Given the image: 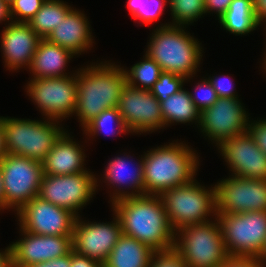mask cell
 <instances>
[{
    "instance_id": "cell-1",
    "label": "cell",
    "mask_w": 266,
    "mask_h": 267,
    "mask_svg": "<svg viewBox=\"0 0 266 267\" xmlns=\"http://www.w3.org/2000/svg\"><path fill=\"white\" fill-rule=\"evenodd\" d=\"M112 203L123 234L134 237L154 251L174 247L177 239L160 195L129 196Z\"/></svg>"
},
{
    "instance_id": "cell-2",
    "label": "cell",
    "mask_w": 266,
    "mask_h": 267,
    "mask_svg": "<svg viewBox=\"0 0 266 267\" xmlns=\"http://www.w3.org/2000/svg\"><path fill=\"white\" fill-rule=\"evenodd\" d=\"M77 103L75 112L85 127L102 111L117 107L123 87L125 70L102 64L87 67L76 76Z\"/></svg>"
},
{
    "instance_id": "cell-3",
    "label": "cell",
    "mask_w": 266,
    "mask_h": 267,
    "mask_svg": "<svg viewBox=\"0 0 266 267\" xmlns=\"http://www.w3.org/2000/svg\"><path fill=\"white\" fill-rule=\"evenodd\" d=\"M148 152L143 159L145 195H161L193 180L198 160L188 147L171 143Z\"/></svg>"
},
{
    "instance_id": "cell-4",
    "label": "cell",
    "mask_w": 266,
    "mask_h": 267,
    "mask_svg": "<svg viewBox=\"0 0 266 267\" xmlns=\"http://www.w3.org/2000/svg\"><path fill=\"white\" fill-rule=\"evenodd\" d=\"M174 25H164L155 31L146 54L158 63L162 71L190 78L193 72L195 74L202 50L194 38Z\"/></svg>"
},
{
    "instance_id": "cell-5",
    "label": "cell",
    "mask_w": 266,
    "mask_h": 267,
    "mask_svg": "<svg viewBox=\"0 0 266 267\" xmlns=\"http://www.w3.org/2000/svg\"><path fill=\"white\" fill-rule=\"evenodd\" d=\"M166 215L173 230L209 222L205 216L217 215L216 188L210 191L191 182L164 191L161 195Z\"/></svg>"
},
{
    "instance_id": "cell-6",
    "label": "cell",
    "mask_w": 266,
    "mask_h": 267,
    "mask_svg": "<svg viewBox=\"0 0 266 267\" xmlns=\"http://www.w3.org/2000/svg\"><path fill=\"white\" fill-rule=\"evenodd\" d=\"M54 124L2 117L7 154L24 156L42 163L64 132Z\"/></svg>"
},
{
    "instance_id": "cell-7",
    "label": "cell",
    "mask_w": 266,
    "mask_h": 267,
    "mask_svg": "<svg viewBox=\"0 0 266 267\" xmlns=\"http://www.w3.org/2000/svg\"><path fill=\"white\" fill-rule=\"evenodd\" d=\"M183 239L174 242L187 267H220L229 257L219 221L192 224L179 229Z\"/></svg>"
},
{
    "instance_id": "cell-8",
    "label": "cell",
    "mask_w": 266,
    "mask_h": 267,
    "mask_svg": "<svg viewBox=\"0 0 266 267\" xmlns=\"http://www.w3.org/2000/svg\"><path fill=\"white\" fill-rule=\"evenodd\" d=\"M229 256L258 257L266 241V211L217 214Z\"/></svg>"
},
{
    "instance_id": "cell-9",
    "label": "cell",
    "mask_w": 266,
    "mask_h": 267,
    "mask_svg": "<svg viewBox=\"0 0 266 267\" xmlns=\"http://www.w3.org/2000/svg\"><path fill=\"white\" fill-rule=\"evenodd\" d=\"M4 185V208L23 205L38 196L43 173L40 161L7 154L0 161Z\"/></svg>"
},
{
    "instance_id": "cell-10",
    "label": "cell",
    "mask_w": 266,
    "mask_h": 267,
    "mask_svg": "<svg viewBox=\"0 0 266 267\" xmlns=\"http://www.w3.org/2000/svg\"><path fill=\"white\" fill-rule=\"evenodd\" d=\"M96 182L89 172L62 176L44 174L38 197L77 215L75 211L92 198Z\"/></svg>"
},
{
    "instance_id": "cell-11",
    "label": "cell",
    "mask_w": 266,
    "mask_h": 267,
    "mask_svg": "<svg viewBox=\"0 0 266 267\" xmlns=\"http://www.w3.org/2000/svg\"><path fill=\"white\" fill-rule=\"evenodd\" d=\"M215 188L217 214L266 211V180L233 176Z\"/></svg>"
},
{
    "instance_id": "cell-12",
    "label": "cell",
    "mask_w": 266,
    "mask_h": 267,
    "mask_svg": "<svg viewBox=\"0 0 266 267\" xmlns=\"http://www.w3.org/2000/svg\"><path fill=\"white\" fill-rule=\"evenodd\" d=\"M29 95L49 119L57 120L75 112L77 103L76 76L34 78L27 87Z\"/></svg>"
},
{
    "instance_id": "cell-13",
    "label": "cell",
    "mask_w": 266,
    "mask_h": 267,
    "mask_svg": "<svg viewBox=\"0 0 266 267\" xmlns=\"http://www.w3.org/2000/svg\"><path fill=\"white\" fill-rule=\"evenodd\" d=\"M117 109L129 131L146 132L164 126L160 101L139 86L126 83L121 92Z\"/></svg>"
},
{
    "instance_id": "cell-14",
    "label": "cell",
    "mask_w": 266,
    "mask_h": 267,
    "mask_svg": "<svg viewBox=\"0 0 266 267\" xmlns=\"http://www.w3.org/2000/svg\"><path fill=\"white\" fill-rule=\"evenodd\" d=\"M21 229L37 235H72L77 216L36 196L17 210Z\"/></svg>"
},
{
    "instance_id": "cell-15",
    "label": "cell",
    "mask_w": 266,
    "mask_h": 267,
    "mask_svg": "<svg viewBox=\"0 0 266 267\" xmlns=\"http://www.w3.org/2000/svg\"><path fill=\"white\" fill-rule=\"evenodd\" d=\"M245 112V113H244ZM246 111L237 98H220L200 114V125L218 144L248 131Z\"/></svg>"
},
{
    "instance_id": "cell-16",
    "label": "cell",
    "mask_w": 266,
    "mask_h": 267,
    "mask_svg": "<svg viewBox=\"0 0 266 267\" xmlns=\"http://www.w3.org/2000/svg\"><path fill=\"white\" fill-rule=\"evenodd\" d=\"M115 216L116 221L112 224H85L79 221L77 215L72 234L73 251L103 265L123 234L120 220Z\"/></svg>"
},
{
    "instance_id": "cell-17",
    "label": "cell",
    "mask_w": 266,
    "mask_h": 267,
    "mask_svg": "<svg viewBox=\"0 0 266 267\" xmlns=\"http://www.w3.org/2000/svg\"><path fill=\"white\" fill-rule=\"evenodd\" d=\"M22 232L25 238L11 245L12 267L50 261L73 250L72 235H37L23 229Z\"/></svg>"
},
{
    "instance_id": "cell-18",
    "label": "cell",
    "mask_w": 266,
    "mask_h": 267,
    "mask_svg": "<svg viewBox=\"0 0 266 267\" xmlns=\"http://www.w3.org/2000/svg\"><path fill=\"white\" fill-rule=\"evenodd\" d=\"M235 176L266 180V154L255 143L249 131L219 144Z\"/></svg>"
},
{
    "instance_id": "cell-19",
    "label": "cell",
    "mask_w": 266,
    "mask_h": 267,
    "mask_svg": "<svg viewBox=\"0 0 266 267\" xmlns=\"http://www.w3.org/2000/svg\"><path fill=\"white\" fill-rule=\"evenodd\" d=\"M41 39L29 23L14 21L6 26L1 37V47L8 68L17 69L25 64L30 66Z\"/></svg>"
},
{
    "instance_id": "cell-20",
    "label": "cell",
    "mask_w": 266,
    "mask_h": 267,
    "mask_svg": "<svg viewBox=\"0 0 266 267\" xmlns=\"http://www.w3.org/2000/svg\"><path fill=\"white\" fill-rule=\"evenodd\" d=\"M80 149V146L73 142L67 133L63 132L42 162L43 173L62 176L88 172L83 169L85 155Z\"/></svg>"
},
{
    "instance_id": "cell-21",
    "label": "cell",
    "mask_w": 266,
    "mask_h": 267,
    "mask_svg": "<svg viewBox=\"0 0 266 267\" xmlns=\"http://www.w3.org/2000/svg\"><path fill=\"white\" fill-rule=\"evenodd\" d=\"M84 14L71 10L46 38L51 43L78 54L92 45L91 33Z\"/></svg>"
},
{
    "instance_id": "cell-22",
    "label": "cell",
    "mask_w": 266,
    "mask_h": 267,
    "mask_svg": "<svg viewBox=\"0 0 266 267\" xmlns=\"http://www.w3.org/2000/svg\"><path fill=\"white\" fill-rule=\"evenodd\" d=\"M73 55L74 53L71 50L51 43L47 39H41L32 57L29 69L33 71L34 78L66 77L67 75L62 73V69Z\"/></svg>"
},
{
    "instance_id": "cell-23",
    "label": "cell",
    "mask_w": 266,
    "mask_h": 267,
    "mask_svg": "<svg viewBox=\"0 0 266 267\" xmlns=\"http://www.w3.org/2000/svg\"><path fill=\"white\" fill-rule=\"evenodd\" d=\"M153 252L134 237L122 234L103 267H149Z\"/></svg>"
},
{
    "instance_id": "cell-24",
    "label": "cell",
    "mask_w": 266,
    "mask_h": 267,
    "mask_svg": "<svg viewBox=\"0 0 266 267\" xmlns=\"http://www.w3.org/2000/svg\"><path fill=\"white\" fill-rule=\"evenodd\" d=\"M219 20L229 32L238 35L249 33L259 25L254 0H233Z\"/></svg>"
},
{
    "instance_id": "cell-25",
    "label": "cell",
    "mask_w": 266,
    "mask_h": 267,
    "mask_svg": "<svg viewBox=\"0 0 266 267\" xmlns=\"http://www.w3.org/2000/svg\"><path fill=\"white\" fill-rule=\"evenodd\" d=\"M141 163L139 164V168H133V172H129L128 169V160H125V158H120V157H115L114 160L110 161L106 172L105 176L106 179H108L109 182H111L113 185L114 183L117 185H123V184H130V187L133 186L132 188L138 189L137 192L139 193H115L116 195L113 196V202L126 198L129 196H141L145 195V190H144V180H143V166L144 162L143 160L140 161ZM129 165V164H128ZM133 165V164H132ZM127 166V167H126ZM130 166V165H129ZM136 169V170H135ZM132 171V170H131ZM127 172V174H126ZM129 172V173H128Z\"/></svg>"
},
{
    "instance_id": "cell-26",
    "label": "cell",
    "mask_w": 266,
    "mask_h": 267,
    "mask_svg": "<svg viewBox=\"0 0 266 267\" xmlns=\"http://www.w3.org/2000/svg\"><path fill=\"white\" fill-rule=\"evenodd\" d=\"M161 115L164 126L171 122H191L197 120L200 123L201 112L196 108L189 92L181 89L160 103Z\"/></svg>"
},
{
    "instance_id": "cell-27",
    "label": "cell",
    "mask_w": 266,
    "mask_h": 267,
    "mask_svg": "<svg viewBox=\"0 0 266 267\" xmlns=\"http://www.w3.org/2000/svg\"><path fill=\"white\" fill-rule=\"evenodd\" d=\"M70 8L59 0H45L29 25L42 39H46L51 31L65 20Z\"/></svg>"
},
{
    "instance_id": "cell-28",
    "label": "cell",
    "mask_w": 266,
    "mask_h": 267,
    "mask_svg": "<svg viewBox=\"0 0 266 267\" xmlns=\"http://www.w3.org/2000/svg\"><path fill=\"white\" fill-rule=\"evenodd\" d=\"M145 56L143 62L137 63L131 68L130 73L125 70L126 82L128 85L135 87L136 80H138L143 86L142 89L150 90L163 71L148 54Z\"/></svg>"
},
{
    "instance_id": "cell-29",
    "label": "cell",
    "mask_w": 266,
    "mask_h": 267,
    "mask_svg": "<svg viewBox=\"0 0 266 267\" xmlns=\"http://www.w3.org/2000/svg\"><path fill=\"white\" fill-rule=\"evenodd\" d=\"M173 18L179 25L188 24L206 12L205 0H169Z\"/></svg>"
},
{
    "instance_id": "cell-30",
    "label": "cell",
    "mask_w": 266,
    "mask_h": 267,
    "mask_svg": "<svg viewBox=\"0 0 266 267\" xmlns=\"http://www.w3.org/2000/svg\"><path fill=\"white\" fill-rule=\"evenodd\" d=\"M166 0H128V9L135 19H141L146 24L157 20L162 14Z\"/></svg>"
},
{
    "instance_id": "cell-31",
    "label": "cell",
    "mask_w": 266,
    "mask_h": 267,
    "mask_svg": "<svg viewBox=\"0 0 266 267\" xmlns=\"http://www.w3.org/2000/svg\"><path fill=\"white\" fill-rule=\"evenodd\" d=\"M184 80L186 78L183 76L163 71L150 91L161 103L172 94L179 92L182 89Z\"/></svg>"
},
{
    "instance_id": "cell-32",
    "label": "cell",
    "mask_w": 266,
    "mask_h": 267,
    "mask_svg": "<svg viewBox=\"0 0 266 267\" xmlns=\"http://www.w3.org/2000/svg\"><path fill=\"white\" fill-rule=\"evenodd\" d=\"M114 122H117V125H119L121 133L123 131L124 132L129 131L117 107L102 111L97 117H95L92 121H90L84 128L86 129L88 133H90V135L91 134L96 135V133H99V131L102 130L103 132V130H106V128L108 127L107 125H111Z\"/></svg>"
},
{
    "instance_id": "cell-33",
    "label": "cell",
    "mask_w": 266,
    "mask_h": 267,
    "mask_svg": "<svg viewBox=\"0 0 266 267\" xmlns=\"http://www.w3.org/2000/svg\"><path fill=\"white\" fill-rule=\"evenodd\" d=\"M149 267H187V265L181 254L173 247L168 250L154 251Z\"/></svg>"
},
{
    "instance_id": "cell-34",
    "label": "cell",
    "mask_w": 266,
    "mask_h": 267,
    "mask_svg": "<svg viewBox=\"0 0 266 267\" xmlns=\"http://www.w3.org/2000/svg\"><path fill=\"white\" fill-rule=\"evenodd\" d=\"M44 1L45 0H15L10 7V16L16 14L22 19L15 22L29 23L34 15L40 10Z\"/></svg>"
},
{
    "instance_id": "cell-35",
    "label": "cell",
    "mask_w": 266,
    "mask_h": 267,
    "mask_svg": "<svg viewBox=\"0 0 266 267\" xmlns=\"http://www.w3.org/2000/svg\"><path fill=\"white\" fill-rule=\"evenodd\" d=\"M202 82H203L202 84L198 83L197 87L195 88V89L198 88L200 90L204 89L201 95L200 94L196 95L197 94L196 92H195L196 96H194V94L192 93H189L192 101L194 102V105L200 112L211 107L218 99L216 91L211 85L210 81L209 80L206 81L205 79V81Z\"/></svg>"
},
{
    "instance_id": "cell-36",
    "label": "cell",
    "mask_w": 266,
    "mask_h": 267,
    "mask_svg": "<svg viewBox=\"0 0 266 267\" xmlns=\"http://www.w3.org/2000/svg\"><path fill=\"white\" fill-rule=\"evenodd\" d=\"M259 257L229 256L220 267H263Z\"/></svg>"
},
{
    "instance_id": "cell-37",
    "label": "cell",
    "mask_w": 266,
    "mask_h": 267,
    "mask_svg": "<svg viewBox=\"0 0 266 267\" xmlns=\"http://www.w3.org/2000/svg\"><path fill=\"white\" fill-rule=\"evenodd\" d=\"M253 125V126H251ZM249 125L248 131L258 147L266 154V120Z\"/></svg>"
},
{
    "instance_id": "cell-38",
    "label": "cell",
    "mask_w": 266,
    "mask_h": 267,
    "mask_svg": "<svg viewBox=\"0 0 266 267\" xmlns=\"http://www.w3.org/2000/svg\"><path fill=\"white\" fill-rule=\"evenodd\" d=\"M211 85L213 86V88L215 89L216 91V94L218 97L220 98H237L235 97V93L233 92L232 88H233V85L230 83V82H225L224 83V79H219L216 78V79H209ZM232 85V86H231Z\"/></svg>"
},
{
    "instance_id": "cell-39",
    "label": "cell",
    "mask_w": 266,
    "mask_h": 267,
    "mask_svg": "<svg viewBox=\"0 0 266 267\" xmlns=\"http://www.w3.org/2000/svg\"><path fill=\"white\" fill-rule=\"evenodd\" d=\"M71 267H103L101 263L75 251H71Z\"/></svg>"
},
{
    "instance_id": "cell-40",
    "label": "cell",
    "mask_w": 266,
    "mask_h": 267,
    "mask_svg": "<svg viewBox=\"0 0 266 267\" xmlns=\"http://www.w3.org/2000/svg\"><path fill=\"white\" fill-rule=\"evenodd\" d=\"M27 267H71V252L50 261L35 263Z\"/></svg>"
},
{
    "instance_id": "cell-41",
    "label": "cell",
    "mask_w": 266,
    "mask_h": 267,
    "mask_svg": "<svg viewBox=\"0 0 266 267\" xmlns=\"http://www.w3.org/2000/svg\"><path fill=\"white\" fill-rule=\"evenodd\" d=\"M232 1L233 0H205L206 12L209 10H216L218 12V18L220 19V17L226 12L229 7V4Z\"/></svg>"
},
{
    "instance_id": "cell-42",
    "label": "cell",
    "mask_w": 266,
    "mask_h": 267,
    "mask_svg": "<svg viewBox=\"0 0 266 267\" xmlns=\"http://www.w3.org/2000/svg\"><path fill=\"white\" fill-rule=\"evenodd\" d=\"M254 12L259 24L266 19V0H254Z\"/></svg>"
},
{
    "instance_id": "cell-43",
    "label": "cell",
    "mask_w": 266,
    "mask_h": 267,
    "mask_svg": "<svg viewBox=\"0 0 266 267\" xmlns=\"http://www.w3.org/2000/svg\"><path fill=\"white\" fill-rule=\"evenodd\" d=\"M0 267H12V246L0 253Z\"/></svg>"
},
{
    "instance_id": "cell-44",
    "label": "cell",
    "mask_w": 266,
    "mask_h": 267,
    "mask_svg": "<svg viewBox=\"0 0 266 267\" xmlns=\"http://www.w3.org/2000/svg\"><path fill=\"white\" fill-rule=\"evenodd\" d=\"M6 155H7V152H6V146H5L4 130L2 127V117H0V161Z\"/></svg>"
},
{
    "instance_id": "cell-45",
    "label": "cell",
    "mask_w": 266,
    "mask_h": 267,
    "mask_svg": "<svg viewBox=\"0 0 266 267\" xmlns=\"http://www.w3.org/2000/svg\"><path fill=\"white\" fill-rule=\"evenodd\" d=\"M10 8L0 0V21L10 18Z\"/></svg>"
},
{
    "instance_id": "cell-46",
    "label": "cell",
    "mask_w": 266,
    "mask_h": 267,
    "mask_svg": "<svg viewBox=\"0 0 266 267\" xmlns=\"http://www.w3.org/2000/svg\"><path fill=\"white\" fill-rule=\"evenodd\" d=\"M3 174L1 171V166H0V207L3 209L4 208V185H3Z\"/></svg>"
},
{
    "instance_id": "cell-47",
    "label": "cell",
    "mask_w": 266,
    "mask_h": 267,
    "mask_svg": "<svg viewBox=\"0 0 266 267\" xmlns=\"http://www.w3.org/2000/svg\"><path fill=\"white\" fill-rule=\"evenodd\" d=\"M260 259H262L264 261V259L266 260V241H265V245L264 248L262 249L260 255L258 256Z\"/></svg>"
},
{
    "instance_id": "cell-48",
    "label": "cell",
    "mask_w": 266,
    "mask_h": 267,
    "mask_svg": "<svg viewBox=\"0 0 266 267\" xmlns=\"http://www.w3.org/2000/svg\"><path fill=\"white\" fill-rule=\"evenodd\" d=\"M1 1H3L10 8L15 0H1Z\"/></svg>"
}]
</instances>
